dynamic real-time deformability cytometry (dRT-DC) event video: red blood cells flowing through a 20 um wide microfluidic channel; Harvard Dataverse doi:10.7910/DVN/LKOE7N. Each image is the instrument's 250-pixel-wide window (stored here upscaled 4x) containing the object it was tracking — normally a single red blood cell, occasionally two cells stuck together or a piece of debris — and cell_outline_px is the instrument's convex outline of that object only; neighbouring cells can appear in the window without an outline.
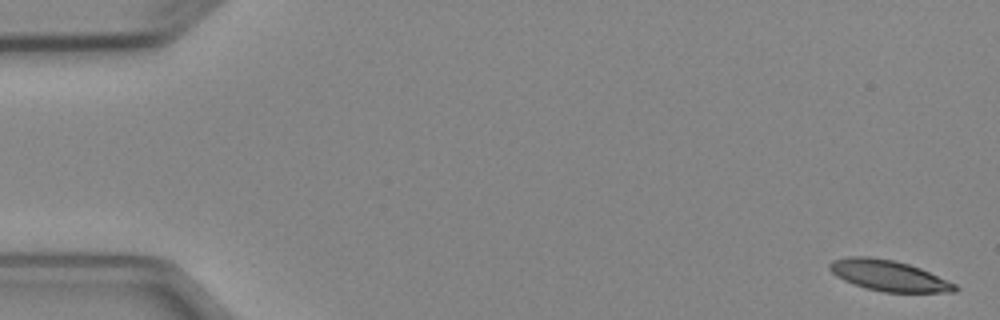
{"species": "Egyptian fruit bat (a non-hibernating species)", "species_latin": "Rousettus aegyptiacus", "temperature_condition": "cold", "stored_images_in_passage": 5, "camera_frame_rate_fps": 3000, "um_per_image_px": 0.085, "animal": {"sex": "female"}, "frame": {"image": 1, "passage_image": 1, "time_ms": 0.0, "image_size_px": [1000, 320], "cell_outline_px": [[960, 288], [956, 292], [884, 292], [868, 288], [844, 280], [836, 276], [828, 268], [828, 264], [832, 260], [848, 256], [872, 256], [892, 260], [908, 264], [920, 268], [956, 284]], "centroid_in_image_um": [75.53, 23.41], "position_along_channel_um": 9.5, "area_um2": 22.37}}
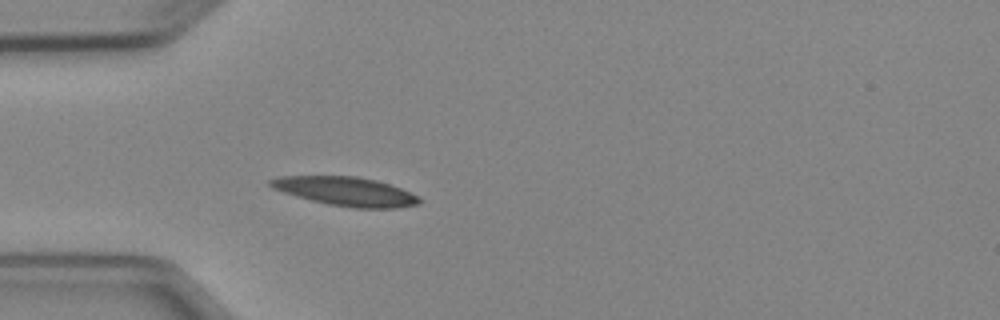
{"frame": {"image": 2, "passage_image": 5, "time_ms": 4.667, "image_size_px": [1000, 320], "cell_outline_px": [[420, 204], [400, 208], [352, 208], [328, 204], [296, 196], [272, 188], [268, 184], [268, 180], [280, 176], [356, 176], [376, 180], [400, 188], [416, 196], [420, 200]], "centroid_in_image_um": [29.37, 16.27], "position_along_channel_um": 55.6, "area_um2": 24.91}}